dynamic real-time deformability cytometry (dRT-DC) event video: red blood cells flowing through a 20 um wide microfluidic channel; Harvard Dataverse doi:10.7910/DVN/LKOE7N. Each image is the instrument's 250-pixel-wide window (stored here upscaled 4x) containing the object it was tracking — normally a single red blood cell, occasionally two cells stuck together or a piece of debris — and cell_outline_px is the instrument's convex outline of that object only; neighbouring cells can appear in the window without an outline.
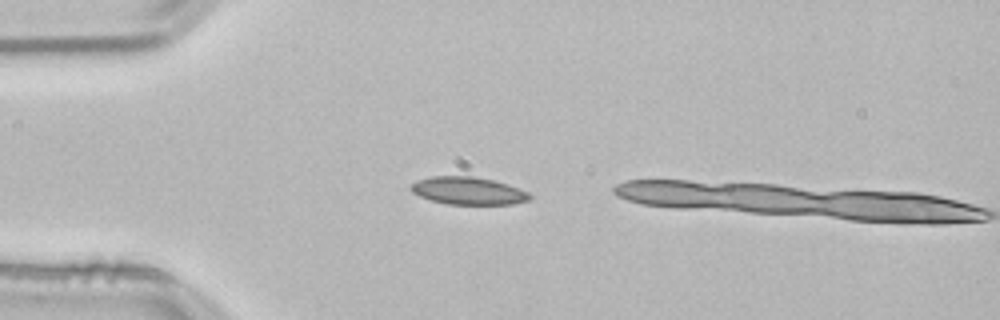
{"species": "common noctule bat (a hibernating species)", "species_latin": "Nyctalus noctula", "temperature_condition": "room temperature", "stored_images_in_passage": 10, "camera_frame_rate_fps": 3000, "um_per_image_px": 0.085, "animal": {"sex": "male", "body_mass_g": 21.5, "forearm_length_mm": 52.0}, "frame": {"image": 1, "passage_image": 9, "time_ms": 2.667, "image_size_px": [1000, 320], "cell_outline_px": [[532, 196], [528, 200], [512, 204], [448, 204], [432, 200], [420, 196], [412, 192], [412, 184], [416, 180], [432, 176], [472, 176], [492, 180], [528, 192]], "centroid_in_image_um": [39.77, 16.22], "position_along_channel_um": 45.2, "area_um2": 18.73}}